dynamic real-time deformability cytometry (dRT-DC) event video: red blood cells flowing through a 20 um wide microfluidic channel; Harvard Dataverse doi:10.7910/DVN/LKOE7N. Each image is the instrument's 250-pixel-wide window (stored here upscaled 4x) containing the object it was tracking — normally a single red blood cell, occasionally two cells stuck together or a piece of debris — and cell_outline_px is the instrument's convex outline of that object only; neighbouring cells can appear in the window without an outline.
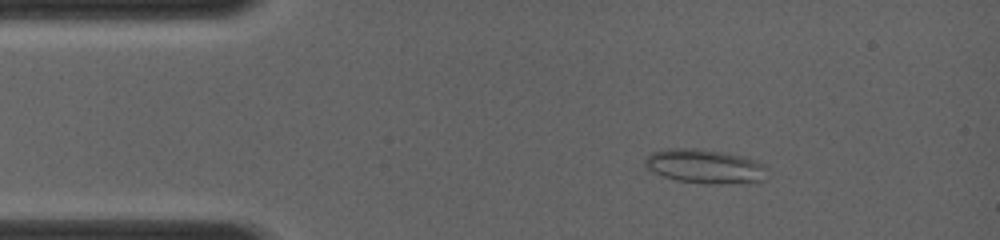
{"species": "common noctule bat (a hibernating species)", "species_latin": "Nyctalus noctula", "temperature_condition": "room temperature", "stored_images_in_passage": 45, "camera_frame_rate_fps": 4000, "um_per_image_px": 0.085, "animal": {"sex": "female", "body_mass_g": 19.0, "forearm_length_mm": 56.7}, "frame": {"image": 1, "passage_image": 9, "time_ms": 2.0, "image_size_px": [1000, 240], "cell_outline_px": [[768, 176], [764, 180], [680, 180], [664, 176], [648, 168], [644, 164], [644, 156], [652, 152], [668, 148], [696, 148], [724, 152], [744, 156], [756, 160], [764, 164]], "centroid_in_image_um": [59.86, 14.04], "position_along_channel_um": 25.1, "area_um2": 22.89}}
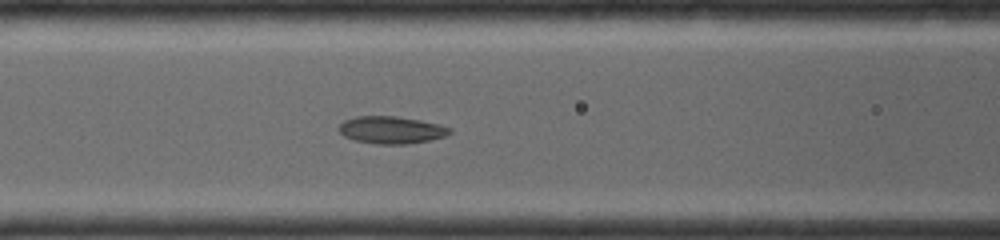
{"frame": {"image": 2, "passage_image": 35, "time_ms": 5.5, "image_size_px": [1000, 240], "cell_outline_px": [[452, 132], [444, 136], [428, 140], [404, 144], [380, 144], [356, 140], [344, 136], [340, 132], [340, 124], [344, 120], [356, 116], [396, 116], [436, 124], [452, 128]], "centroid_in_image_um": [33.24, 11.04], "position_along_channel_um": 133.4, "area_um2": 17.22}}
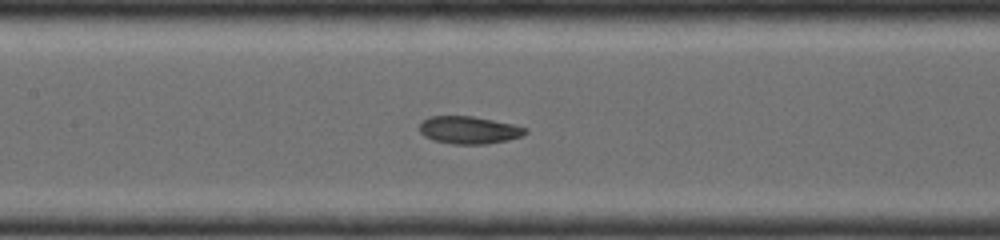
{"frame": {"image": 3, "passage_image": 41, "time_ms": 6.25, "image_size_px": [1000, 240], "cell_outline_px": [[528, 132], [520, 136], [504, 140], [484, 144], [456, 144], [436, 140], [424, 136], [420, 132], [420, 124], [424, 120], [432, 116], [472, 116], [512, 124], [528, 128]], "centroid_in_image_um": [39.86, 11.04], "position_along_channel_um": 167.5, "area_um2": 16.59}}